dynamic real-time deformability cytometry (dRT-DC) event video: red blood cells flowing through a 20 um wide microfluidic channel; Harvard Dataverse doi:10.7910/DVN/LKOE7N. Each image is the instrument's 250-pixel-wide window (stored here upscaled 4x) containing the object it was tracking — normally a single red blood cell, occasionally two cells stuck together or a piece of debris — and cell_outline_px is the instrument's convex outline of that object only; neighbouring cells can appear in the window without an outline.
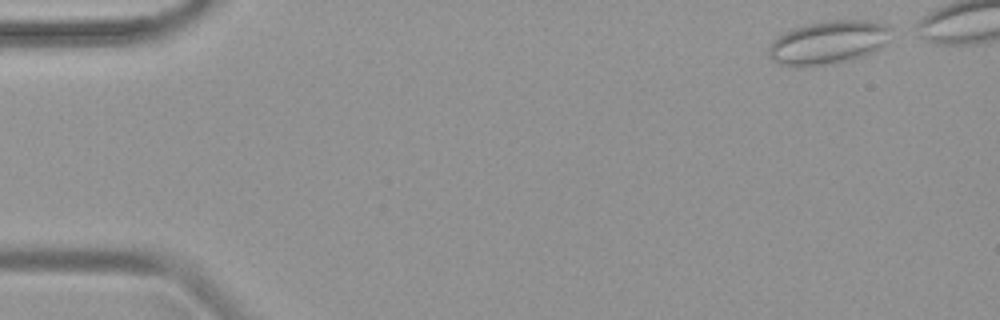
{"species": "common noctule bat (a hibernating species)", "species_latin": "Nyctalus noctula", "temperature_condition": "warm", "stored_images_in_passage": 14, "camera_frame_rate_fps": 3000, "um_per_image_px": 0.085, "animal": {"sex": "female", "body_mass_g": 19.9}, "frame": {"image": 1, "passage_image": 3, "time_ms": 0.667, "image_size_px": [1000, 320], "cell_outline_px": [[888, 28], [884, 44], [880, 48], [860, 56], [824, 64], [796, 68], [776, 64], [768, 56], [768, 48], [772, 40], [776, 36], [792, 28], [808, 24], [832, 20], [868, 20], [888, 24]], "centroid_in_image_um": [70.27, 3.61], "position_along_channel_um": 14.7, "area_um2": 30.58}}